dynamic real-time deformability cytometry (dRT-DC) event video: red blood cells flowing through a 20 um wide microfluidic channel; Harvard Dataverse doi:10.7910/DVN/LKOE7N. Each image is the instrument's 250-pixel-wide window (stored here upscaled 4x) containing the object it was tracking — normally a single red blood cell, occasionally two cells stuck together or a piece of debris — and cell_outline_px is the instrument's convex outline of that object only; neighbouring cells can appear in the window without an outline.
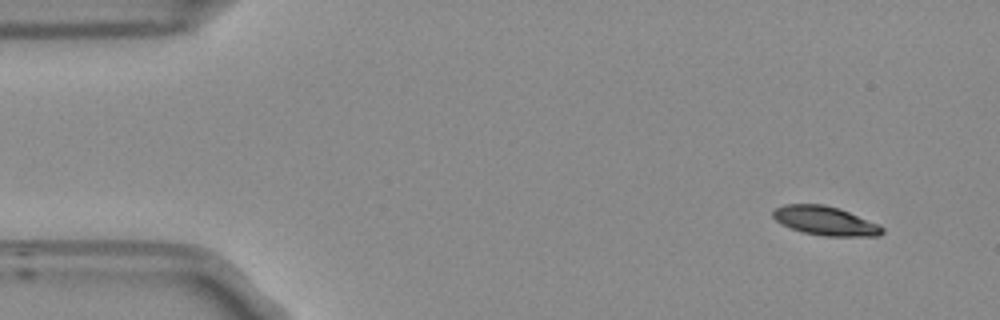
{"species": "Egyptian fruit bat (a non-hibernating species)", "species_latin": "Rousettus aegyptiacus", "temperature_condition": "room temperature", "stored_images_in_passage": 51, "camera_frame_rate_fps": 3000, "um_per_image_px": 0.085, "frame": {"image": 1, "passage_image": 1, "time_ms": 0.0, "image_size_px": [1000, 320], "cell_outline_px": [[884, 232], [880, 236], [824, 236], [804, 232], [780, 224], [772, 216], [772, 212], [776, 208], [784, 204], [824, 204], [840, 208], [880, 224], [884, 228]], "centroid_in_image_um": [70.18, 18.76], "position_along_channel_um": 14.8, "area_um2": 18.61}}
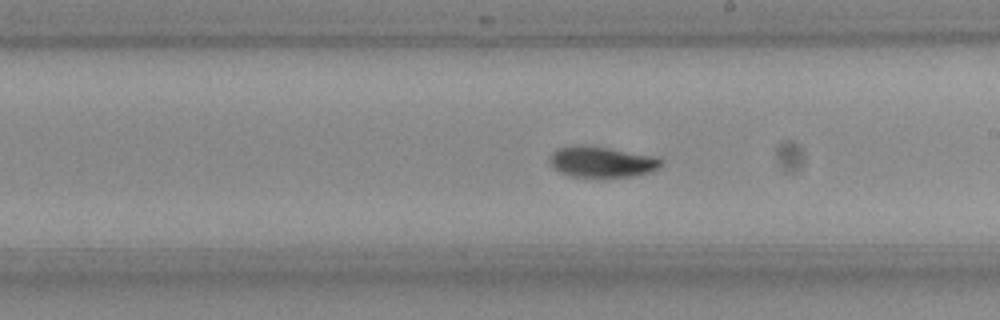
{"frame": {"image": 2, "passage_image": 27, "time_ms": 8.667, "image_size_px": [1000, 320], "cell_outline_px": [[664, 160], [652, 172], [636, 176], [572, 176], [560, 172], [548, 160], [552, 152], [560, 148], [580, 144], [608, 148], [660, 156]], "centroid_in_image_um": [51.21, 13.74], "position_along_channel_um": 237.8, "area_um2": 19.88}}
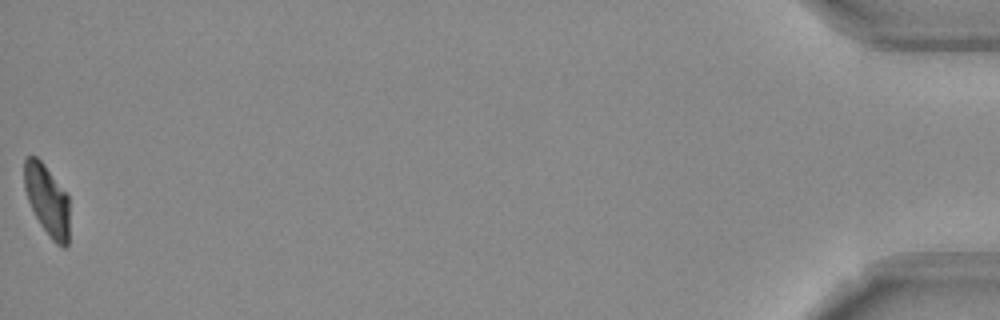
{"frame": {"image": 3, "passage_image": 51, "time_ms": 16.667, "image_size_px": [1000, 320], "cell_outline_px": [[68, 244], [64, 248], [56, 244], [52, 240], [40, 224], [28, 200], [24, 188], [24, 160], [28, 156], [36, 156], [44, 164], [68, 196]], "centroid_in_image_um": [3.99, 17.01], "position_along_channel_um": 431.2, "area_um2": 18.38}, "authors_computed_cell_mechanics": {"area_um2": 19.8832, "velocity_mm_per_s": 3.7271, "shape_relaxation_time_tau1_ms": 2.6004, "shape_relaxation_time_tau2_ms": 4.1621, "deformation_change_tau1": 0.1343, "deformation_change_tau2": 0.0764}}